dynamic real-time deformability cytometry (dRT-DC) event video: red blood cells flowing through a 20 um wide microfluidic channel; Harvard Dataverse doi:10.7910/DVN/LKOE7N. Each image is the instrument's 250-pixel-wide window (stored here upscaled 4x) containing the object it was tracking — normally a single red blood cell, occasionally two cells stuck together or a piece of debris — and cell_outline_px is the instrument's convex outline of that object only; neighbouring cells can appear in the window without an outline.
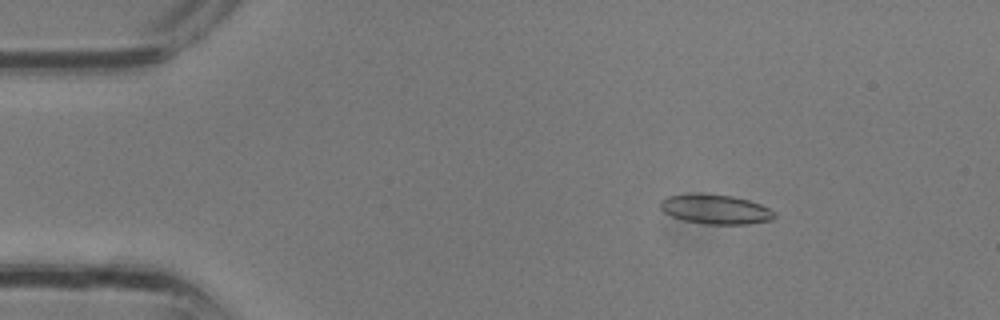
{"species": "common noctule bat (a hibernating species)", "species_latin": "Nyctalus noctula", "temperature_condition": "room temperature", "stored_images_in_passage": 2, "camera_frame_rate_fps": 3000, "um_per_image_px": 0.085, "animal": {"sex": "male", "body_mass_g": 13.3}, "frame": {"image": 1, "passage_image": 1, "time_ms": 0.0, "image_size_px": [1000, 320], "cell_outline_px": [[776, 216], [772, 220], [748, 224], [708, 224], [684, 220], [672, 216], [664, 212], [660, 208], [660, 200], [668, 196], [700, 192], [732, 196], [748, 200], [760, 204], [776, 212]], "centroid_in_image_um": [60.82, 17.77], "position_along_channel_um": 24.2, "area_um2": 19.77}}